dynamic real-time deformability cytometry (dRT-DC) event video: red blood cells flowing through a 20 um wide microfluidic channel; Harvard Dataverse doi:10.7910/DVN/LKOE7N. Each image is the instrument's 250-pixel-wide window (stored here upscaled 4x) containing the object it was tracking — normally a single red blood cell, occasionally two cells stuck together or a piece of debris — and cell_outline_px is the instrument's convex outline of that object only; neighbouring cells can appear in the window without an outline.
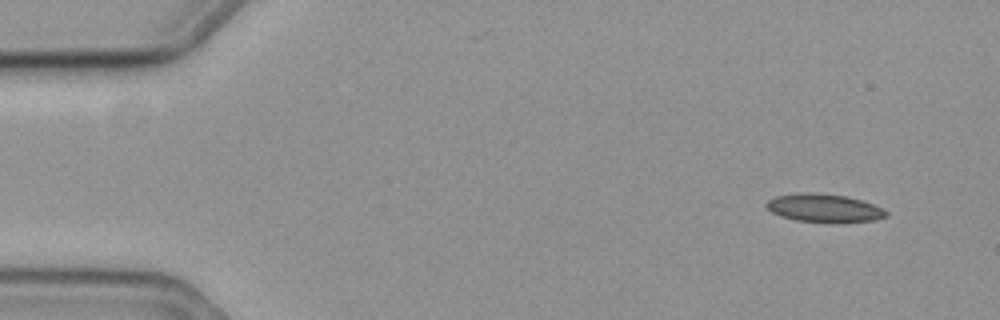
{"species": "common noctule bat (a hibernating species)", "species_latin": "Nyctalus noctula", "temperature_condition": "cold", "stored_images_in_passage": 13, "camera_frame_rate_fps": 3000, "um_per_image_px": 0.085, "animal": {"sex": "female", "body_mass_g": 19.3, "forearm_length_mm": 54.1}, "frame": {"image": 1, "passage_image": 4, "time_ms": 1.0, "image_size_px": [1000, 320], "cell_outline_px": [[888, 216], [872, 220], [844, 224], [836, 224], [796, 220], [772, 212], [764, 204], [768, 200], [776, 196], [796, 192], [816, 192], [844, 196], [860, 200], [884, 208], [888, 212]], "centroid_in_image_um": [70.08, 17.7], "position_along_channel_um": 14.9, "area_um2": 20.06}}